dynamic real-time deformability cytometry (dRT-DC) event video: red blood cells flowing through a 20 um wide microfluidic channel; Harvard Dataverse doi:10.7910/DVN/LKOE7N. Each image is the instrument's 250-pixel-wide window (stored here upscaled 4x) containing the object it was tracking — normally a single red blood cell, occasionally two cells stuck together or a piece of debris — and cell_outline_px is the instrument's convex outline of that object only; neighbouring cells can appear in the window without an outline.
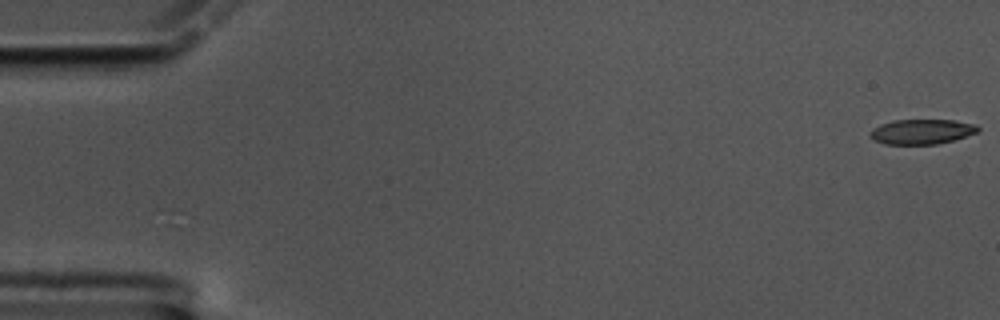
{"species": "common noctule bat (a hibernating species)", "species_latin": "Nyctalus noctula", "temperature_condition": "cold", "stored_images_in_passage": 59, "camera_frame_rate_fps": 3000, "um_per_image_px": 0.085, "animal": {"sex": "male", "body_mass_g": 17.5, "forearm_length_mm": 52.3}, "frame": {"image": 1, "passage_image": 1, "time_ms": 0.0, "image_size_px": [1000, 320], "cell_outline_px": [[980, 128], [976, 132], [952, 140], [936, 144], [884, 144], [868, 136], [872, 128], [880, 124], [892, 120], [956, 120], [976, 124]], "centroid_in_image_um": [78.31, 11.18], "position_along_channel_um": 6.7, "area_um2": 15.61}}
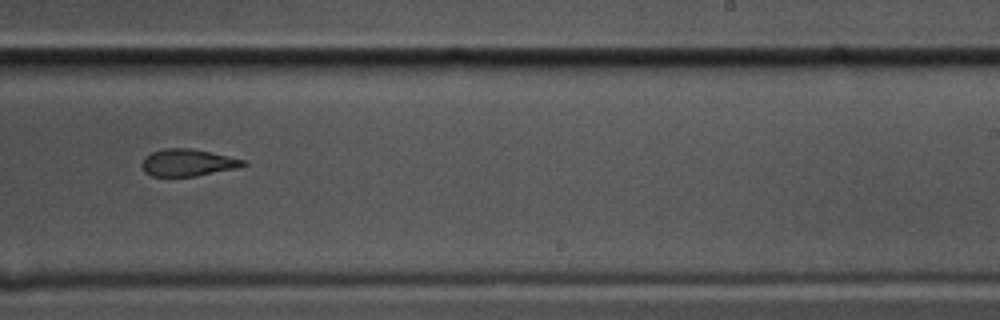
{"frame": {"image": 2, "passage_image": 37, "time_ms": 12.0, "image_size_px": [1000, 320], "cell_outline_px": [[248, 164], [240, 168], [196, 176], [152, 176], [144, 172], [144, 160], [152, 152], [164, 148], [192, 148], [244, 160]], "centroid_in_image_um": [16.02, 13.83], "position_along_channel_um": 273.0, "area_um2": 15.78}}
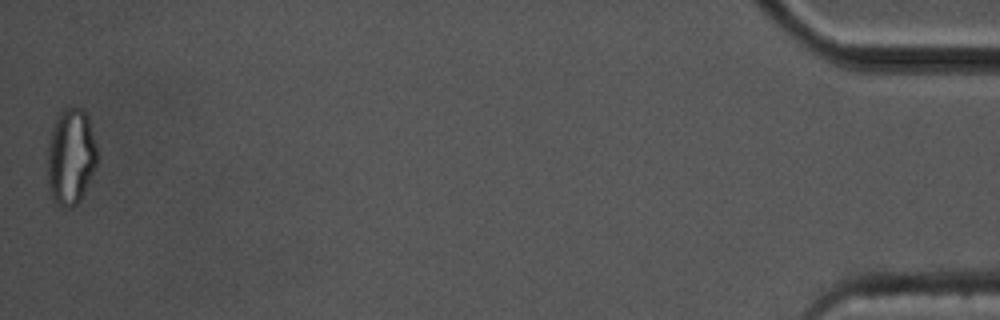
{"frame": {"image": 3, "passage_image": 59, "time_ms": 19.333, "image_size_px": [1000, 320], "cell_outline_px": [[96, 164], [80, 200], [72, 208], [64, 208], [52, 200], [48, 188], [48, 144], [56, 120], [60, 112], [64, 108], [80, 108], [88, 116], [96, 144]], "centroid_in_image_um": [6.0, 13.35], "position_along_channel_um": 429.2, "area_um2": 27.51}, "authors_computed_cell_mechanics": {"area_um2": 16.9354, "velocity_mm_per_s": 3.4171, "shape_relaxation_time_tau1_ms": null, "shape_relaxation_time_tau2_ms": 4.223, "deformation_change_tau1": null, "deformation_change_tau2": 0.1073}}